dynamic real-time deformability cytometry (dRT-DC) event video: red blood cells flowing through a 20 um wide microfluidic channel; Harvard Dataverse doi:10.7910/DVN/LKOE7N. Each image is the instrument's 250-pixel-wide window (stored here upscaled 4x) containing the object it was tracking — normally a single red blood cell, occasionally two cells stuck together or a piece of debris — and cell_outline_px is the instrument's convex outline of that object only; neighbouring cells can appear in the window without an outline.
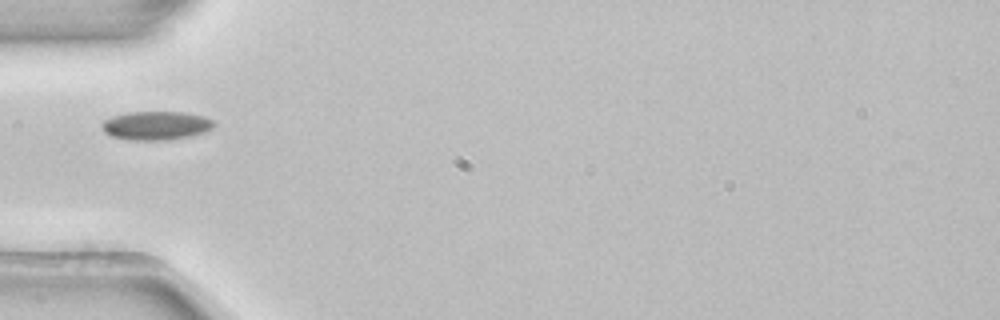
{"species": "common noctule bat (a hibernating species)", "species_latin": "Nyctalus noctula", "temperature_condition": "room temperature", "stored_images_in_passage": 5, "camera_frame_rate_fps": 3000, "um_per_image_px": 0.085, "animal": {"sex": "female", "body_mass_g": 22.7, "forearm_length_mm": 54.2}, "frame": {"image": 1, "passage_image": 5, "time_ms": 1.333, "image_size_px": [1000, 320], "cell_outline_px": [[216, 124], [212, 128], [204, 132], [192, 136], [164, 140], [128, 140], [112, 136], [104, 132], [100, 124], [104, 120], [112, 116], [128, 112], [184, 112], [204, 116], [216, 120]], "centroid_in_image_um": [13.29, 10.67], "position_along_channel_um": 71.7, "area_um2": 18.96}}